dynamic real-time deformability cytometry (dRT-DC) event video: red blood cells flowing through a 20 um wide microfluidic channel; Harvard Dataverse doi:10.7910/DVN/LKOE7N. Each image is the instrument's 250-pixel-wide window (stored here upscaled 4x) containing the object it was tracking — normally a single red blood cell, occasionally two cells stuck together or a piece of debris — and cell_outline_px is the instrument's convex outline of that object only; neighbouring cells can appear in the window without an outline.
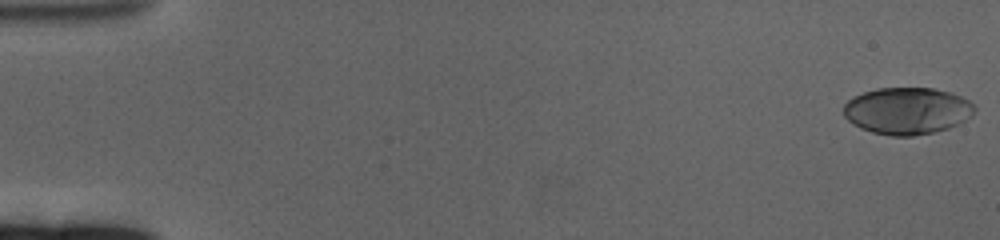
{"species": "human", "species_latin": "Homo sapiens", "temperature_condition": "cold", "stored_images_in_passage": 63, "camera_frame_rate_fps": 3000, "um_per_image_px": 0.085, "donor": {"sex": "female"}, "frame": {"image": 1, "passage_image": 1, "time_ms": 0.0, "image_size_px": [1000, 240], "cell_outline_px": [[976, 108], [972, 116], [948, 128], [932, 132], [912, 136], [892, 136], [872, 132], [860, 128], [852, 124], [844, 116], [844, 104], [852, 96], [876, 88], [932, 88], [952, 92], [968, 100]], "centroid_in_image_um": [77.08, 9.41], "position_along_channel_um": 7.9, "area_um2": 35.84}}
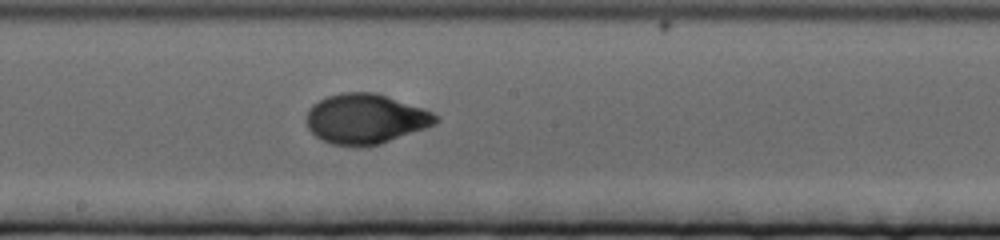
{"frame": {"image": 2, "passage_image": 35, "time_ms": 11.333, "image_size_px": [1000, 240], "cell_outline_px": [[440, 120], [436, 124], [380, 144], [332, 144], [316, 136], [308, 128], [308, 108], [312, 104], [328, 96], [340, 92], [376, 92], [424, 108], [440, 116]], "centroid_in_image_um": [31.12, 10.06], "position_along_channel_um": 217.1, "area_um2": 37.17}}
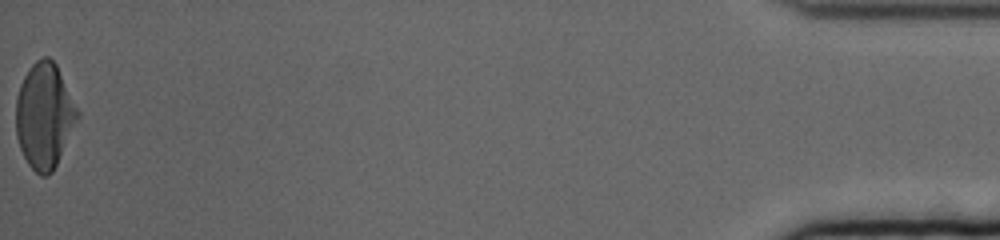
{"frame": {"image": 3, "passage_image": 63, "time_ms": 20.667, "image_size_px": [1000, 240], "cell_outline_px": [[80, 116], [52, 172], [48, 176], [40, 176], [28, 164], [20, 148], [16, 136], [16, 100], [20, 84], [28, 68], [36, 60], [44, 56], [48, 56], [56, 64], [80, 112]], "centroid_in_image_um": [3.77, 9.82], "position_along_channel_um": 431.4, "area_um2": 37.74}, "authors_computed_cell_mechanics": {"area_um2": 36.3562, "velocity_mm_per_s": 3.274, "shape_relaxation_time_tau1_ms": 4.7809, "shape_relaxation_time_tau2_ms": 0.9998, "deformation_change_tau1": 0.2137, "deformation_change_tau2": 0.0376}}